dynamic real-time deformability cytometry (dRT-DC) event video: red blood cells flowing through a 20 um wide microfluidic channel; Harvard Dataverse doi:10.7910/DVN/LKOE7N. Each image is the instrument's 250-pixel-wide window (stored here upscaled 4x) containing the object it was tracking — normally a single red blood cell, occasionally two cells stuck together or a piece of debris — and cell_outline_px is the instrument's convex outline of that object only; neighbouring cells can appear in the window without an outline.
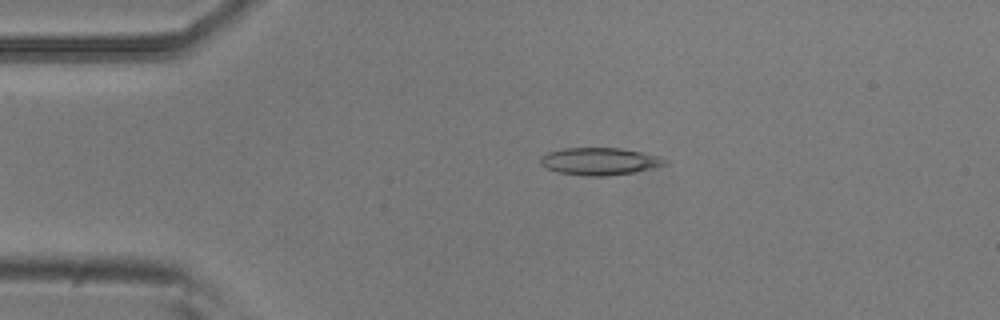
{"species": "common noctule bat (a hibernating species)", "species_latin": "Nyctalus noctula", "temperature_condition": "room temperature", "stored_images_in_passage": 45, "camera_frame_rate_fps": 3000, "um_per_image_px": 0.085, "animal": {"sex": "male", "body_mass_g": 20.5, "forearm_length_mm": 52.5}, "frame": {"image": 1, "passage_image": 3, "time_ms": 0.667, "image_size_px": [1000, 320], "cell_outline_px": [[668, 164], [636, 172], [608, 176], [588, 176], [556, 172], [544, 168], [540, 164], [540, 156], [548, 152], [564, 148], [620, 148], [644, 152], [660, 156], [668, 160]], "centroid_in_image_um": [50.98, 13.71], "position_along_channel_um": 34.0, "area_um2": 20.17}}
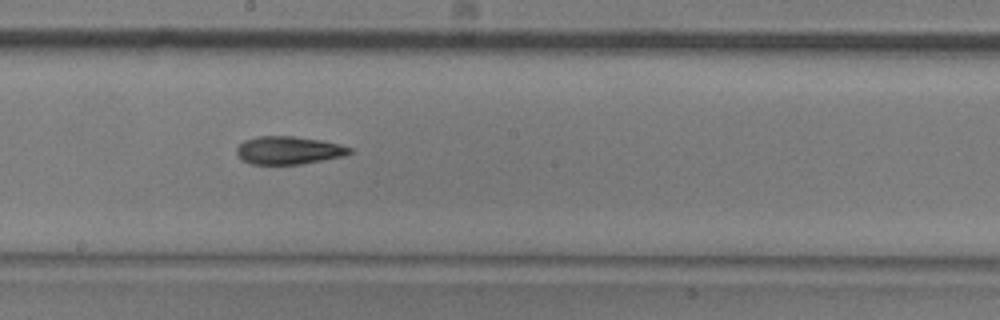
{"frame": {"image": 2, "passage_image": 21, "time_ms": 6.667, "image_size_px": [1000, 320], "cell_outline_px": [[352, 152], [344, 156], [300, 164], [252, 164], [240, 160], [236, 152], [236, 148], [244, 140], [256, 136], [292, 136], [320, 140], [340, 144], [352, 148]], "centroid_in_image_um": [24.5, 12.77], "position_along_channel_um": 223.7, "area_um2": 18.44}}
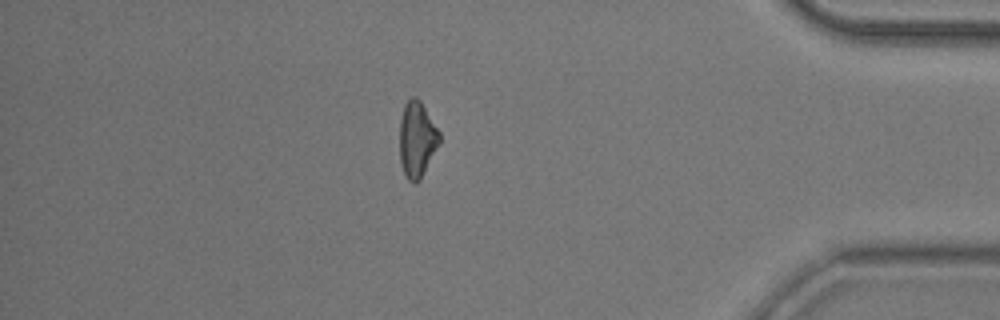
{"frame": {"image": 3, "passage_image": 38, "time_ms": 12.333, "image_size_px": [1000, 320], "cell_outline_px": [[440, 144], [420, 180], [416, 184], [412, 184], [408, 180], [404, 172], [400, 160], [400, 120], [404, 104], [412, 96], [416, 96], [420, 100], [440, 132]], "centroid_in_image_um": [35.45, 11.86], "position_along_channel_um": 399.7, "area_um2": 17.74}, "authors_computed_cell_mechanics": {"area_um2": 18.4382, "velocity_mm_per_s": 3.7763, "shape_relaxation_time_tau1_ms": 9.5467, "shape_relaxation_time_tau2_ms": 11.331, "deformation_change_tau1": 0.2309, "deformation_change_tau2": 0.2505}}